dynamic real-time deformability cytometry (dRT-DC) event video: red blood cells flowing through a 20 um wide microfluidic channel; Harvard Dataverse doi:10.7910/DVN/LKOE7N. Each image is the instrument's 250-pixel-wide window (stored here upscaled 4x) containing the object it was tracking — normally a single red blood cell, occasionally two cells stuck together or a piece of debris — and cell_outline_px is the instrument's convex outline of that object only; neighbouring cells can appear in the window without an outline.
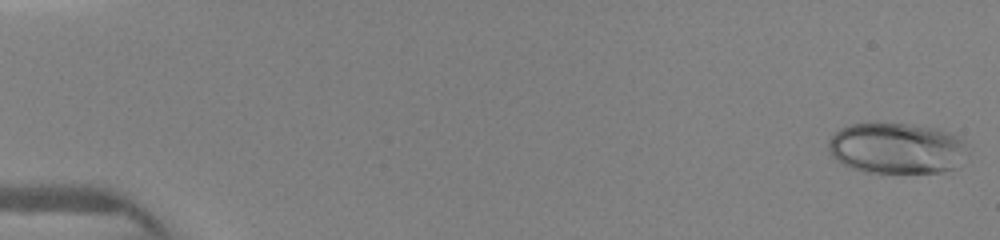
{"species": "human", "species_latin": "Homo sapiens", "temperature_condition": "warm", "stored_images_in_passage": 24, "camera_frame_rate_fps": 3000, "um_per_image_px": 0.085, "donor": {"sex": "female"}, "frame": {"image": 1, "passage_image": 1, "time_ms": 0.0, "image_size_px": [1000, 240], "cell_outline_px": [[960, 148], [956, 168], [940, 172], [864, 172], [852, 168], [836, 160], [828, 152], [828, 140], [840, 128], [852, 124], [908, 124], [936, 128], [948, 132], [956, 136], [960, 140]], "centroid_in_image_um": [76.07, 12.6], "position_along_channel_um": 8.9, "area_um2": 40.17}}
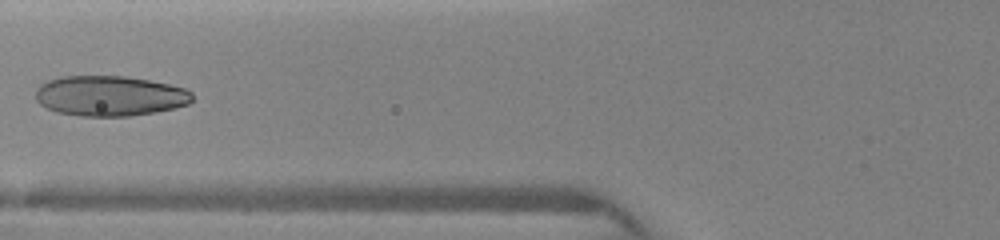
{"frame": {"image": 2, "passage_image": 23, "time_ms": 6.0, "image_size_px": [1000, 240], "cell_outline_px": [[192, 100], [188, 104], [176, 108], [156, 112], [128, 116], [80, 116], [56, 112], [40, 104], [36, 100], [36, 88], [40, 84], [48, 80], [60, 76], [124, 76], [148, 80], [168, 84], [184, 88], [192, 92]], "centroid_in_image_um": [9.32, 8.15], "position_along_channel_um": 116.5, "area_um2": 36.88}}